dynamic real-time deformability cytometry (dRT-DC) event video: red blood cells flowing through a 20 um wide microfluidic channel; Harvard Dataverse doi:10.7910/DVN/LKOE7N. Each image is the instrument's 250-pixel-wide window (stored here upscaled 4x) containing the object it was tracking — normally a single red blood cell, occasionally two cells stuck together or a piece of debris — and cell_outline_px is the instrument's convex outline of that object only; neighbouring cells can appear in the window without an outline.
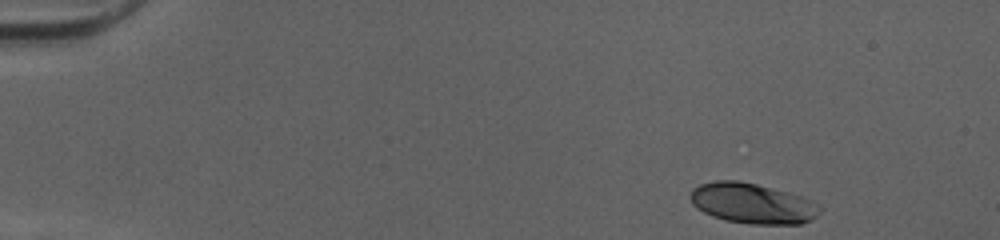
{"species": "human", "species_latin": "Homo sapiens", "temperature_condition": "cold", "stored_images_in_passage": 39, "camera_frame_rate_fps": 3000, "um_per_image_px": 0.085, "donor": {"sex": "female"}, "frame": {"image": 1, "passage_image": 1, "time_ms": 0.0, "image_size_px": [1000, 240], "cell_outline_px": [[820, 212], [812, 220], [800, 224], [752, 224], [724, 220], [712, 216], [696, 208], [692, 204], [688, 196], [692, 188], [700, 184], [716, 180], [736, 180], [756, 184], [788, 192], [812, 200], [820, 208]], "centroid_in_image_um": [63.91, 17.29], "position_along_channel_um": 21.1, "area_um2": 30.58}}
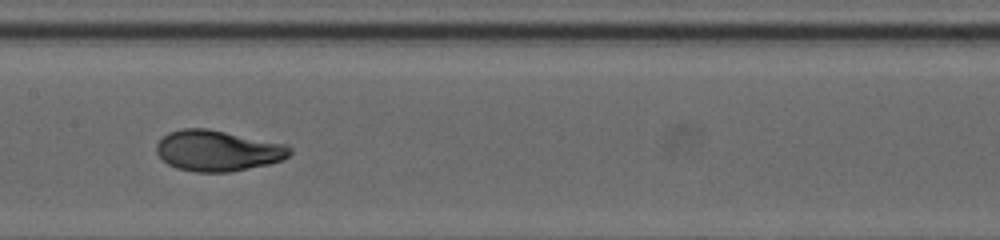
{"frame": {"image": 2, "passage_image": 22, "time_ms": 7.0, "image_size_px": [1000, 240], "cell_outline_px": [[292, 152], [284, 160], [268, 164], [228, 172], [196, 172], [176, 168], [168, 164], [156, 152], [156, 144], [168, 132], [184, 128], [208, 128], [284, 144], [292, 148]], "centroid_in_image_um": [18.5, 12.81], "position_along_channel_um": 188.9, "area_um2": 31.62}}
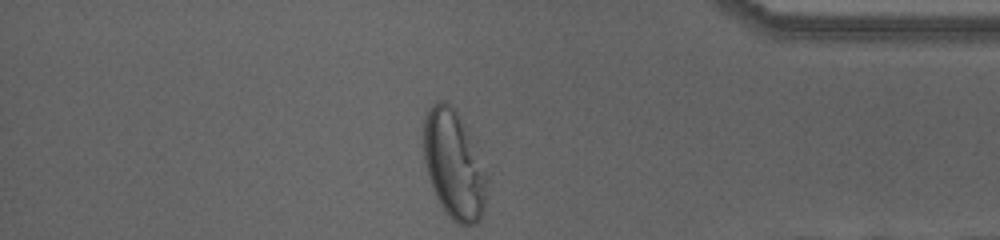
{"frame": {"image": 3, "passage_image": 39, "time_ms": 12.667, "image_size_px": [1000, 240], "cell_outline_px": [[488, 180], [484, 208], [480, 220], [476, 224], [460, 224], [452, 220], [448, 216], [440, 204], [436, 196], [428, 176], [424, 160], [424, 116], [432, 104], [436, 100], [444, 100], [460, 116]], "centroid_in_image_um": [38.55, 14.03], "position_along_channel_um": 396.6, "area_um2": 39.25}, "authors_computed_cell_mechanics": {"area_um2": 31.0964, "velocity_mm_per_s": 4.0408, "shape_relaxation_time_tau1_ms": 3.5711, "shape_relaxation_time_tau2_ms": null, "deformation_change_tau1": 0.2008, "deformation_change_tau2": null}}